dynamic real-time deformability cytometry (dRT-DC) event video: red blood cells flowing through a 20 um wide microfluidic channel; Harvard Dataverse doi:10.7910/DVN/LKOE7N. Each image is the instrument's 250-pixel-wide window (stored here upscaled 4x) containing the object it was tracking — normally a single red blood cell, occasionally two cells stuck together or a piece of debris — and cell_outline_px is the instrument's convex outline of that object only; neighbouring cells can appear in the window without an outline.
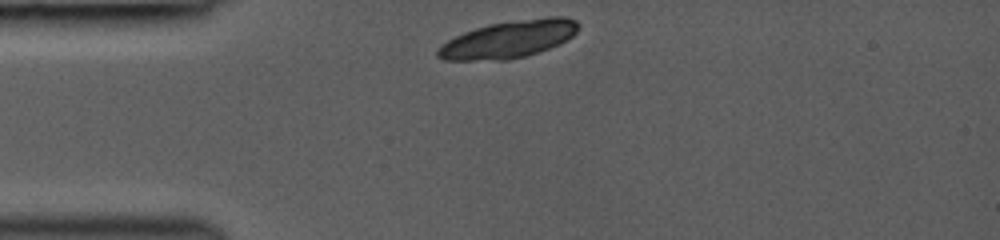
{"species": "common noctule bat (a hibernating species)", "species_latin": "Nyctalus noctula", "temperature_condition": "room temperature", "stored_images_in_passage": 30, "camera_frame_rate_fps": 3000, "um_per_image_px": 0.085, "animal": {"sex": "female", "body_mass_g": 19.0, "forearm_length_mm": 53.3}, "frame": {"image": 1, "passage_image": 1, "time_ms": 0.0, "image_size_px": [1000, 240], "cell_outline_px": [[580, 24], [576, 32], [572, 36], [560, 44], [524, 56], [508, 60], [444, 60], [436, 56], [436, 48], [440, 44], [464, 32], [476, 28], [492, 24], [548, 16], [564, 16], [576, 20]], "centroid_in_image_um": [43.23, 3.34], "position_along_channel_um": 41.8, "area_um2": 30.4}}
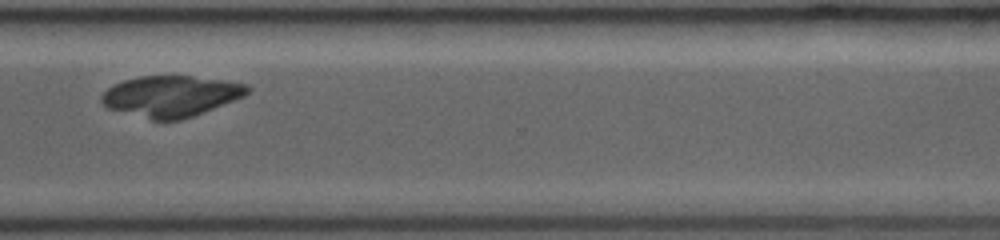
{"frame": {"image": 2, "passage_image": 25, "time_ms": 8.0, "image_size_px": [1000, 240], "cell_outline_px": [[252, 88], [244, 96], [204, 112], [180, 120], [152, 120], [108, 108], [100, 100], [100, 96], [108, 88], [124, 80], [140, 76], [192, 76], [224, 80], [248, 84]], "centroid_in_image_um": [14.55, 8.17], "position_along_channel_um": 356.1, "area_um2": 34.68}}
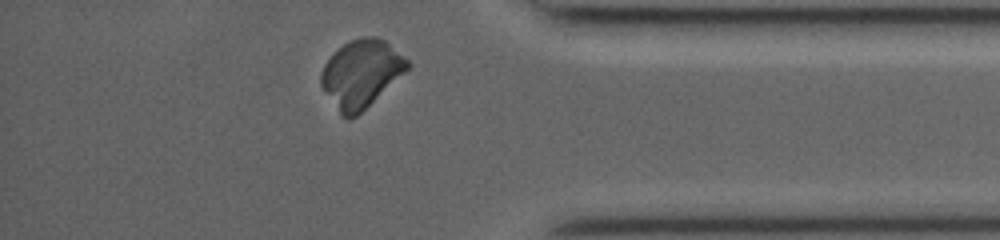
{"frame": {"image": 3, "passage_image": 29, "time_ms": 9.333, "image_size_px": [1000, 240], "cell_outline_px": [[412, 68], [356, 116], [348, 120], [340, 116], [320, 84], [320, 72], [324, 64], [332, 52], [344, 44], [352, 40], [364, 36], [376, 36], [384, 40], [408, 60], [412, 64]], "centroid_in_image_um": [30.7, 6.27], "position_along_channel_um": 404.5, "area_um2": 34.33}}